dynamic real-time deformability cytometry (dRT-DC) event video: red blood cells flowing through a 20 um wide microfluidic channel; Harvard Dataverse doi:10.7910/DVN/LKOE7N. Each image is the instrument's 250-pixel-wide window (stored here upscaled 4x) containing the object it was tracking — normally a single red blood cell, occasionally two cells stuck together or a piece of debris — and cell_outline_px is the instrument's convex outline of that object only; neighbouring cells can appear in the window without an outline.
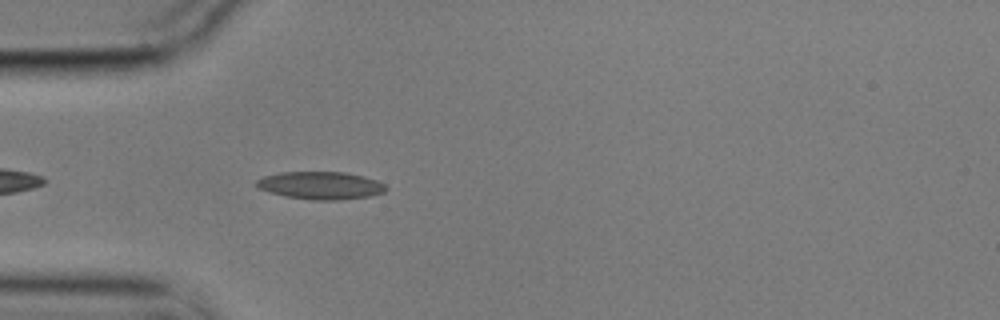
{"species": "common noctule bat (a hibernating species)", "species_latin": "Nyctalus noctula", "temperature_condition": "cold", "stored_images_in_passage": 39, "camera_frame_rate_fps": 3000, "um_per_image_px": 0.085, "animal": {"sex": "male", "body_mass_g": 17.9}, "frame": {"image": 1, "passage_image": 4, "time_ms": 1.0, "image_size_px": [1000, 320], "cell_outline_px": [[388, 188], [384, 192], [368, 196], [336, 200], [312, 200], [288, 196], [268, 192], [260, 188], [256, 184], [256, 180], [264, 176], [280, 172], [344, 172], [364, 176], [376, 180], [384, 184]], "centroid_in_image_um": [27.26, 15.75], "position_along_channel_um": 57.7, "area_um2": 20.69}}
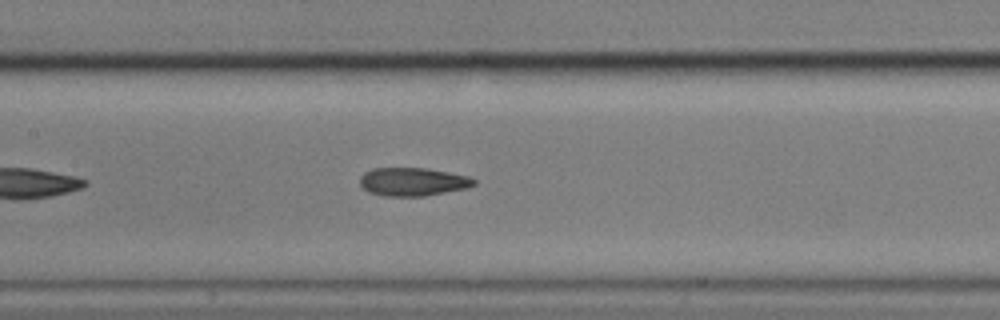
{"frame": {"image": 2, "passage_image": 14, "time_ms": 4.333, "image_size_px": [1000, 320], "cell_outline_px": [[476, 184], [468, 188], [424, 196], [384, 196], [368, 192], [360, 184], [360, 176], [364, 172], [372, 168], [428, 168], [468, 176], [476, 180]], "centroid_in_image_um": [35.09, 15.45], "position_along_channel_um": 172.3, "area_um2": 18.9}}
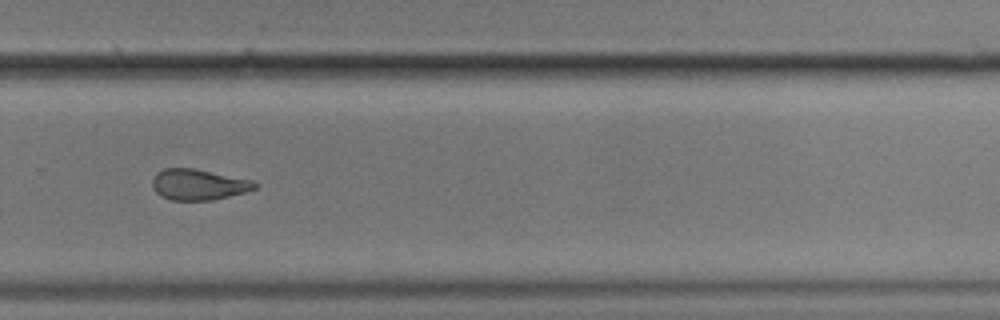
{"frame": {"image": 3, "passage_image": 26, "time_ms": 8.333, "image_size_px": [1000, 320], "cell_outline_px": [[260, 184], [256, 188], [244, 192], [228, 196], [208, 200], [172, 200], [160, 196], [152, 188], [152, 180], [156, 172], [164, 168], [196, 168], [252, 180]], "centroid_in_image_um": [16.85, 15.67], "position_along_channel_um": 313.0, "area_um2": 18.5}}